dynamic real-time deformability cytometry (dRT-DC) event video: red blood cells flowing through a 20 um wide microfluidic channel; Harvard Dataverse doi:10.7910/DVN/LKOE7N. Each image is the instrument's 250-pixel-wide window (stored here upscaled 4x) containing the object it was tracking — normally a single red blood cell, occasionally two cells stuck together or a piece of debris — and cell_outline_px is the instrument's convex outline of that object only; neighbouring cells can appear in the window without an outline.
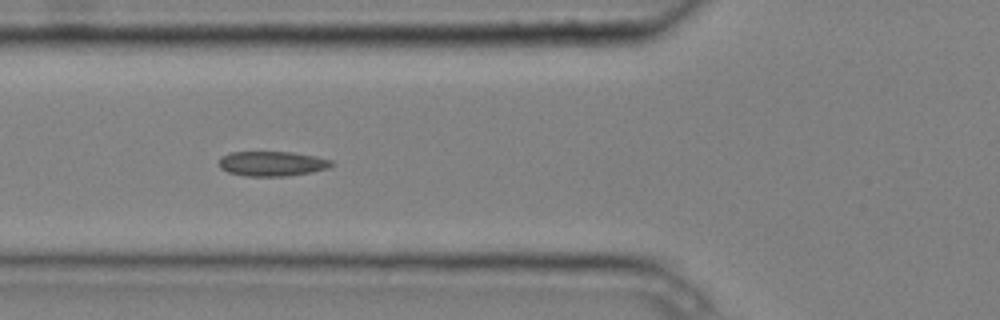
{"species": "common noctule bat (a hibernating species)", "species_latin": "Nyctalus noctula", "temperature_condition": "cold", "stored_images_in_passage": 10, "camera_frame_rate_fps": 3000, "um_per_image_px": 0.085, "animal": {"sex": "male", "body_mass_g": 20.4}, "frame": {"image": 1, "passage_image": 6, "time_ms": 1.667, "image_size_px": [1000, 320], "cell_outline_px": [[336, 164], [328, 168], [312, 172], [288, 176], [244, 176], [228, 172], [220, 168], [220, 156], [232, 152], [292, 152], [316, 156], [332, 160]], "centroid_in_image_um": [23.16, 13.91], "position_along_channel_um": 102.6, "area_um2": 16.42}}
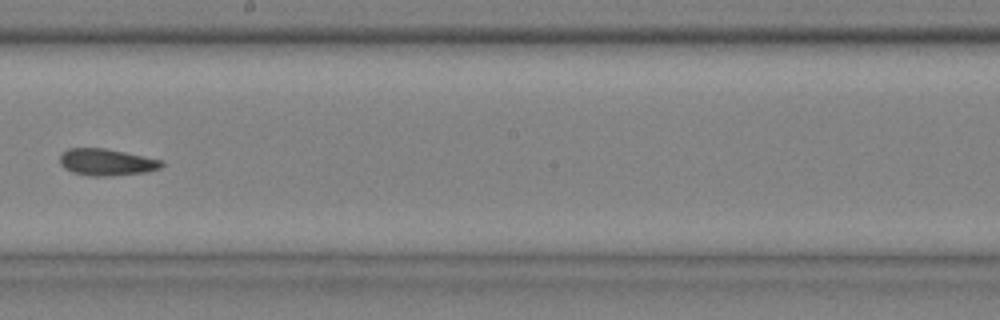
{"frame": {"image": 2, "passage_image": 9, "time_ms": 2.667, "image_size_px": [1000, 320], "cell_outline_px": [[164, 164], [160, 168], [144, 172], [104, 176], [92, 176], [72, 172], [64, 168], [60, 164], [60, 156], [68, 148], [104, 148], [164, 160]], "centroid_in_image_um": [9.06, 13.78], "position_along_channel_um": 239.1, "area_um2": 15.72}}
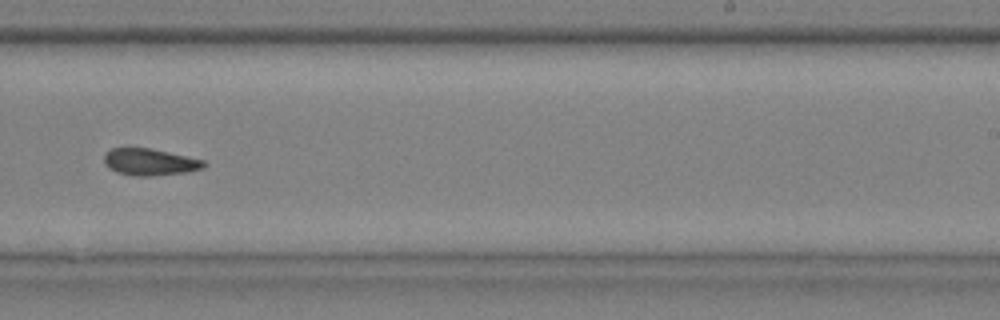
{"frame": {"image": 3, "passage_image": 10, "time_ms": 3.0, "image_size_px": [1000, 320], "cell_outline_px": [[208, 164], [204, 168], [188, 172], [152, 176], [136, 176], [116, 172], [108, 168], [104, 164], [104, 152], [112, 148], [148, 148], [168, 152], [204, 160]], "centroid_in_image_um": [12.73, 13.78], "position_along_channel_um": 276.3, "area_um2": 15.72}}